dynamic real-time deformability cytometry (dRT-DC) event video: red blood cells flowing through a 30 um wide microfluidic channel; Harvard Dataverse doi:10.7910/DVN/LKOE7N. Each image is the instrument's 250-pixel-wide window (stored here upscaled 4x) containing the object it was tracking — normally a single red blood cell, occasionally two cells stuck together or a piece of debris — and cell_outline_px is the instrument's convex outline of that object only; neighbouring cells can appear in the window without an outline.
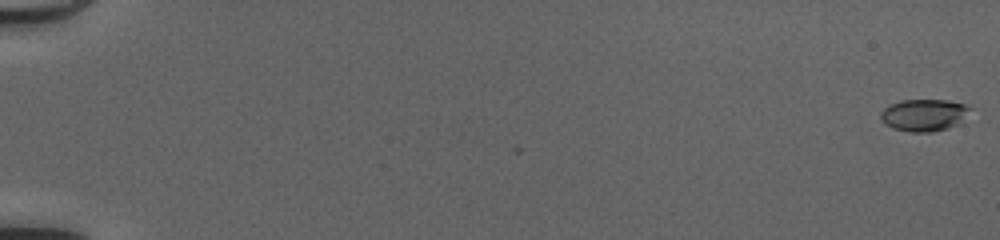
{"species": "common noctule bat (a hibernating species)", "species_latin": "Nyctalus noctula", "temperature_condition": "cold", "stored_images_in_passage": 2, "camera_frame_rate_fps": 3000, "um_per_image_px": 0.085, "animal": {"sex": "female", "body_mass_g": 20.0, "forearm_length_mm": 54.0}, "frame": {"image": 1, "passage_image": 2, "time_ms": 0.333, "image_size_px": [1000, 240], "cell_outline_px": [[972, 108], [960, 124], [948, 128], [932, 132], [908, 132], [892, 128], [884, 124], [880, 120], [880, 112], [888, 104], [900, 100], [948, 100], [964, 104]], "centroid_in_image_um": [78.51, 9.78], "position_along_channel_um": 6.5, "area_um2": 17.05}}